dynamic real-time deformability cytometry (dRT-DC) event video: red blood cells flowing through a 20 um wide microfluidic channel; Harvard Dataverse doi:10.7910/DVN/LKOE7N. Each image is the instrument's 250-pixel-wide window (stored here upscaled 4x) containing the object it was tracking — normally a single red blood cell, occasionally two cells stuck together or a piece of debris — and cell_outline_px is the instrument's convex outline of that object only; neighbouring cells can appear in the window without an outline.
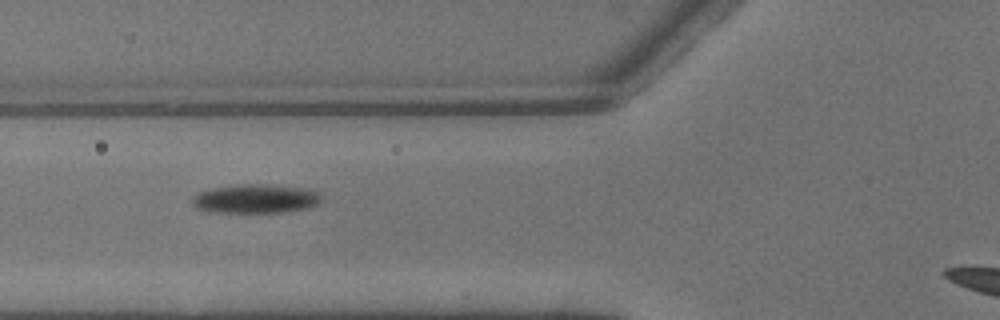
{"species": "common noctule bat (a hibernating species)", "species_latin": "Nyctalus noctula", "temperature_condition": "warm", "stored_images_in_passage": 3, "camera_frame_rate_fps": 3000, "um_per_image_px": 0.085, "animal": {"sex": "male", "body_mass_g": 13.3}, "frame": {"image": 1, "passage_image": 3, "time_ms": 0.667, "image_size_px": [1000, 320], "cell_outline_px": [[320, 200], [316, 204], [308, 208], [284, 212], [208, 212], [196, 208], [192, 204], [192, 200], [200, 192], [212, 188], [240, 184], [260, 184], [312, 188], [320, 196]], "centroid_in_image_um": [21.73, 16.89], "position_along_channel_um": 104.1, "area_um2": 21.73}}